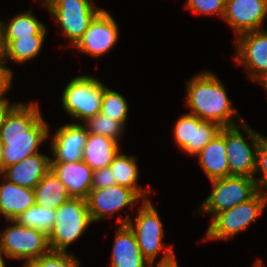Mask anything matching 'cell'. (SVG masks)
<instances>
[{
    "label": "cell",
    "instance_id": "obj_22",
    "mask_svg": "<svg viewBox=\"0 0 267 267\" xmlns=\"http://www.w3.org/2000/svg\"><path fill=\"white\" fill-rule=\"evenodd\" d=\"M117 141L103 136L88 133L87 141L83 149V161H85L93 171L107 168L112 163L114 157L121 151Z\"/></svg>",
    "mask_w": 267,
    "mask_h": 267
},
{
    "label": "cell",
    "instance_id": "obj_37",
    "mask_svg": "<svg viewBox=\"0 0 267 267\" xmlns=\"http://www.w3.org/2000/svg\"><path fill=\"white\" fill-rule=\"evenodd\" d=\"M156 267H179L176 257L173 255L169 259L163 260V261H158L156 264Z\"/></svg>",
    "mask_w": 267,
    "mask_h": 267
},
{
    "label": "cell",
    "instance_id": "obj_16",
    "mask_svg": "<svg viewBox=\"0 0 267 267\" xmlns=\"http://www.w3.org/2000/svg\"><path fill=\"white\" fill-rule=\"evenodd\" d=\"M88 137L80 123H68L58 128L51 141V162H78L83 159V149Z\"/></svg>",
    "mask_w": 267,
    "mask_h": 267
},
{
    "label": "cell",
    "instance_id": "obj_12",
    "mask_svg": "<svg viewBox=\"0 0 267 267\" xmlns=\"http://www.w3.org/2000/svg\"><path fill=\"white\" fill-rule=\"evenodd\" d=\"M175 144L185 154L196 156L221 130L213 122L203 121L196 115L183 114L175 122Z\"/></svg>",
    "mask_w": 267,
    "mask_h": 267
},
{
    "label": "cell",
    "instance_id": "obj_10",
    "mask_svg": "<svg viewBox=\"0 0 267 267\" xmlns=\"http://www.w3.org/2000/svg\"><path fill=\"white\" fill-rule=\"evenodd\" d=\"M210 182L213 191L198 209L200 213H210L212 218L248 201L259 191L255 179L245 176H228Z\"/></svg>",
    "mask_w": 267,
    "mask_h": 267
},
{
    "label": "cell",
    "instance_id": "obj_21",
    "mask_svg": "<svg viewBox=\"0 0 267 267\" xmlns=\"http://www.w3.org/2000/svg\"><path fill=\"white\" fill-rule=\"evenodd\" d=\"M3 181L0 184V215H3L7 221L15 220L35 205L34 190L16 185L6 178Z\"/></svg>",
    "mask_w": 267,
    "mask_h": 267
},
{
    "label": "cell",
    "instance_id": "obj_4",
    "mask_svg": "<svg viewBox=\"0 0 267 267\" xmlns=\"http://www.w3.org/2000/svg\"><path fill=\"white\" fill-rule=\"evenodd\" d=\"M92 222L87 200L71 197L56 209L55 223L48 234L50 250L67 252V247L77 241Z\"/></svg>",
    "mask_w": 267,
    "mask_h": 267
},
{
    "label": "cell",
    "instance_id": "obj_29",
    "mask_svg": "<svg viewBox=\"0 0 267 267\" xmlns=\"http://www.w3.org/2000/svg\"><path fill=\"white\" fill-rule=\"evenodd\" d=\"M88 133L103 135L119 142L120 136L124 133L125 125L108 116L98 113L82 124Z\"/></svg>",
    "mask_w": 267,
    "mask_h": 267
},
{
    "label": "cell",
    "instance_id": "obj_23",
    "mask_svg": "<svg viewBox=\"0 0 267 267\" xmlns=\"http://www.w3.org/2000/svg\"><path fill=\"white\" fill-rule=\"evenodd\" d=\"M35 204L56 210L71 198L66 187L58 176L50 169L34 187Z\"/></svg>",
    "mask_w": 267,
    "mask_h": 267
},
{
    "label": "cell",
    "instance_id": "obj_5",
    "mask_svg": "<svg viewBox=\"0 0 267 267\" xmlns=\"http://www.w3.org/2000/svg\"><path fill=\"white\" fill-rule=\"evenodd\" d=\"M267 205V193L258 191L251 199L227 211L216 214L212 219L206 237L202 240H228L247 229L263 212Z\"/></svg>",
    "mask_w": 267,
    "mask_h": 267
},
{
    "label": "cell",
    "instance_id": "obj_41",
    "mask_svg": "<svg viewBox=\"0 0 267 267\" xmlns=\"http://www.w3.org/2000/svg\"><path fill=\"white\" fill-rule=\"evenodd\" d=\"M262 86L265 90L267 89V80L262 84Z\"/></svg>",
    "mask_w": 267,
    "mask_h": 267
},
{
    "label": "cell",
    "instance_id": "obj_31",
    "mask_svg": "<svg viewBox=\"0 0 267 267\" xmlns=\"http://www.w3.org/2000/svg\"><path fill=\"white\" fill-rule=\"evenodd\" d=\"M226 0H187L185 8L196 14L220 15L222 18L225 14Z\"/></svg>",
    "mask_w": 267,
    "mask_h": 267
},
{
    "label": "cell",
    "instance_id": "obj_32",
    "mask_svg": "<svg viewBox=\"0 0 267 267\" xmlns=\"http://www.w3.org/2000/svg\"><path fill=\"white\" fill-rule=\"evenodd\" d=\"M262 174L261 178H254L259 191L267 193V137L261 136L256 153L255 174ZM265 188V189H264Z\"/></svg>",
    "mask_w": 267,
    "mask_h": 267
},
{
    "label": "cell",
    "instance_id": "obj_33",
    "mask_svg": "<svg viewBox=\"0 0 267 267\" xmlns=\"http://www.w3.org/2000/svg\"><path fill=\"white\" fill-rule=\"evenodd\" d=\"M113 175L114 174L109 167L93 171L92 189H100L116 185V180Z\"/></svg>",
    "mask_w": 267,
    "mask_h": 267
},
{
    "label": "cell",
    "instance_id": "obj_26",
    "mask_svg": "<svg viewBox=\"0 0 267 267\" xmlns=\"http://www.w3.org/2000/svg\"><path fill=\"white\" fill-rule=\"evenodd\" d=\"M45 36H25L6 40L7 57L16 63H25L39 55Z\"/></svg>",
    "mask_w": 267,
    "mask_h": 267
},
{
    "label": "cell",
    "instance_id": "obj_20",
    "mask_svg": "<svg viewBox=\"0 0 267 267\" xmlns=\"http://www.w3.org/2000/svg\"><path fill=\"white\" fill-rule=\"evenodd\" d=\"M210 181L229 176L225 146V127L196 155Z\"/></svg>",
    "mask_w": 267,
    "mask_h": 267
},
{
    "label": "cell",
    "instance_id": "obj_35",
    "mask_svg": "<svg viewBox=\"0 0 267 267\" xmlns=\"http://www.w3.org/2000/svg\"><path fill=\"white\" fill-rule=\"evenodd\" d=\"M7 61H8L7 43H6V39L4 36L3 27L1 25V20H0V65L6 64Z\"/></svg>",
    "mask_w": 267,
    "mask_h": 267
},
{
    "label": "cell",
    "instance_id": "obj_15",
    "mask_svg": "<svg viewBox=\"0 0 267 267\" xmlns=\"http://www.w3.org/2000/svg\"><path fill=\"white\" fill-rule=\"evenodd\" d=\"M267 18V0H226L223 19L240 34L261 30Z\"/></svg>",
    "mask_w": 267,
    "mask_h": 267
},
{
    "label": "cell",
    "instance_id": "obj_24",
    "mask_svg": "<svg viewBox=\"0 0 267 267\" xmlns=\"http://www.w3.org/2000/svg\"><path fill=\"white\" fill-rule=\"evenodd\" d=\"M136 156H127L120 151L114 157L109 168L113 172V176L116 180V184L133 189L143 200H147L144 195L149 194L150 191L146 188H140L137 186V180L139 178V168L136 164Z\"/></svg>",
    "mask_w": 267,
    "mask_h": 267
},
{
    "label": "cell",
    "instance_id": "obj_7",
    "mask_svg": "<svg viewBox=\"0 0 267 267\" xmlns=\"http://www.w3.org/2000/svg\"><path fill=\"white\" fill-rule=\"evenodd\" d=\"M43 5L60 24L74 47L83 37L92 20L103 10L89 0H43Z\"/></svg>",
    "mask_w": 267,
    "mask_h": 267
},
{
    "label": "cell",
    "instance_id": "obj_9",
    "mask_svg": "<svg viewBox=\"0 0 267 267\" xmlns=\"http://www.w3.org/2000/svg\"><path fill=\"white\" fill-rule=\"evenodd\" d=\"M12 225L0 232V248L10 259H23L27 264L46 254L50 248L48 235L36 228L20 225L16 220H8Z\"/></svg>",
    "mask_w": 267,
    "mask_h": 267
},
{
    "label": "cell",
    "instance_id": "obj_17",
    "mask_svg": "<svg viewBox=\"0 0 267 267\" xmlns=\"http://www.w3.org/2000/svg\"><path fill=\"white\" fill-rule=\"evenodd\" d=\"M51 170L72 198L87 199L92 189L93 169L85 161L51 162Z\"/></svg>",
    "mask_w": 267,
    "mask_h": 267
},
{
    "label": "cell",
    "instance_id": "obj_2",
    "mask_svg": "<svg viewBox=\"0 0 267 267\" xmlns=\"http://www.w3.org/2000/svg\"><path fill=\"white\" fill-rule=\"evenodd\" d=\"M186 91L189 113L201 120L216 123L222 128L237 125L234 116H238L240 124L244 122L237 109L231 107L227 91L214 73L205 71L196 74L188 81Z\"/></svg>",
    "mask_w": 267,
    "mask_h": 267
},
{
    "label": "cell",
    "instance_id": "obj_28",
    "mask_svg": "<svg viewBox=\"0 0 267 267\" xmlns=\"http://www.w3.org/2000/svg\"><path fill=\"white\" fill-rule=\"evenodd\" d=\"M128 108L129 106L124 96L116 91H113L112 89H109L105 86V84H103V96L100 113L126 125L129 112Z\"/></svg>",
    "mask_w": 267,
    "mask_h": 267
},
{
    "label": "cell",
    "instance_id": "obj_34",
    "mask_svg": "<svg viewBox=\"0 0 267 267\" xmlns=\"http://www.w3.org/2000/svg\"><path fill=\"white\" fill-rule=\"evenodd\" d=\"M12 69L7 68L5 65H0V99H6L4 94H7L12 85Z\"/></svg>",
    "mask_w": 267,
    "mask_h": 267
},
{
    "label": "cell",
    "instance_id": "obj_27",
    "mask_svg": "<svg viewBox=\"0 0 267 267\" xmlns=\"http://www.w3.org/2000/svg\"><path fill=\"white\" fill-rule=\"evenodd\" d=\"M56 210L44 208L37 204L33 205L15 220L25 227L36 228L49 234L55 223Z\"/></svg>",
    "mask_w": 267,
    "mask_h": 267
},
{
    "label": "cell",
    "instance_id": "obj_13",
    "mask_svg": "<svg viewBox=\"0 0 267 267\" xmlns=\"http://www.w3.org/2000/svg\"><path fill=\"white\" fill-rule=\"evenodd\" d=\"M86 200L91 219L97 222L126 207L134 208V203L142 199L133 189L116 184L106 188L91 189Z\"/></svg>",
    "mask_w": 267,
    "mask_h": 267
},
{
    "label": "cell",
    "instance_id": "obj_8",
    "mask_svg": "<svg viewBox=\"0 0 267 267\" xmlns=\"http://www.w3.org/2000/svg\"><path fill=\"white\" fill-rule=\"evenodd\" d=\"M240 127L248 134L251 143L247 142L240 132ZM261 134L242 122L238 126L225 127V146L228 159L229 176L255 178L256 153ZM252 144V146H251Z\"/></svg>",
    "mask_w": 267,
    "mask_h": 267
},
{
    "label": "cell",
    "instance_id": "obj_39",
    "mask_svg": "<svg viewBox=\"0 0 267 267\" xmlns=\"http://www.w3.org/2000/svg\"><path fill=\"white\" fill-rule=\"evenodd\" d=\"M0 267H7L5 265V262H4V259H3V253H2V250L0 248ZM12 267V266H11Z\"/></svg>",
    "mask_w": 267,
    "mask_h": 267
},
{
    "label": "cell",
    "instance_id": "obj_18",
    "mask_svg": "<svg viewBox=\"0 0 267 267\" xmlns=\"http://www.w3.org/2000/svg\"><path fill=\"white\" fill-rule=\"evenodd\" d=\"M139 249L136 236L128 224H119L111 252V267H152Z\"/></svg>",
    "mask_w": 267,
    "mask_h": 267
},
{
    "label": "cell",
    "instance_id": "obj_3",
    "mask_svg": "<svg viewBox=\"0 0 267 267\" xmlns=\"http://www.w3.org/2000/svg\"><path fill=\"white\" fill-rule=\"evenodd\" d=\"M142 206L138 209V215L133 222L129 216L119 215L120 224H128L136 236V240L142 256L149 262H154L158 254L163 251L160 261L169 259L174 255L171 246H164V229L157 210L150 200H142Z\"/></svg>",
    "mask_w": 267,
    "mask_h": 267
},
{
    "label": "cell",
    "instance_id": "obj_38",
    "mask_svg": "<svg viewBox=\"0 0 267 267\" xmlns=\"http://www.w3.org/2000/svg\"><path fill=\"white\" fill-rule=\"evenodd\" d=\"M3 148H4V145H3V142L0 138V177L4 172Z\"/></svg>",
    "mask_w": 267,
    "mask_h": 267
},
{
    "label": "cell",
    "instance_id": "obj_1",
    "mask_svg": "<svg viewBox=\"0 0 267 267\" xmlns=\"http://www.w3.org/2000/svg\"><path fill=\"white\" fill-rule=\"evenodd\" d=\"M49 133L37 103H14L0 124L4 169L39 153Z\"/></svg>",
    "mask_w": 267,
    "mask_h": 267
},
{
    "label": "cell",
    "instance_id": "obj_36",
    "mask_svg": "<svg viewBox=\"0 0 267 267\" xmlns=\"http://www.w3.org/2000/svg\"><path fill=\"white\" fill-rule=\"evenodd\" d=\"M14 104L10 103L8 99H0V124L3 121L6 113L12 108Z\"/></svg>",
    "mask_w": 267,
    "mask_h": 267
},
{
    "label": "cell",
    "instance_id": "obj_6",
    "mask_svg": "<svg viewBox=\"0 0 267 267\" xmlns=\"http://www.w3.org/2000/svg\"><path fill=\"white\" fill-rule=\"evenodd\" d=\"M103 83L93 76H77L64 87L63 109L75 120L84 123L101 111Z\"/></svg>",
    "mask_w": 267,
    "mask_h": 267
},
{
    "label": "cell",
    "instance_id": "obj_11",
    "mask_svg": "<svg viewBox=\"0 0 267 267\" xmlns=\"http://www.w3.org/2000/svg\"><path fill=\"white\" fill-rule=\"evenodd\" d=\"M237 37L234 60L245 66L250 80L262 85L267 80V31H250Z\"/></svg>",
    "mask_w": 267,
    "mask_h": 267
},
{
    "label": "cell",
    "instance_id": "obj_40",
    "mask_svg": "<svg viewBox=\"0 0 267 267\" xmlns=\"http://www.w3.org/2000/svg\"><path fill=\"white\" fill-rule=\"evenodd\" d=\"M262 259H257L253 264L255 267H262Z\"/></svg>",
    "mask_w": 267,
    "mask_h": 267
},
{
    "label": "cell",
    "instance_id": "obj_25",
    "mask_svg": "<svg viewBox=\"0 0 267 267\" xmlns=\"http://www.w3.org/2000/svg\"><path fill=\"white\" fill-rule=\"evenodd\" d=\"M4 36L6 40H17L25 36H45L46 27L32 13V10L19 13L9 19L8 24L2 22Z\"/></svg>",
    "mask_w": 267,
    "mask_h": 267
},
{
    "label": "cell",
    "instance_id": "obj_14",
    "mask_svg": "<svg viewBox=\"0 0 267 267\" xmlns=\"http://www.w3.org/2000/svg\"><path fill=\"white\" fill-rule=\"evenodd\" d=\"M114 18L106 10H102L90 23L83 37L74 46L76 50L82 51L97 58L108 52L116 45L119 31Z\"/></svg>",
    "mask_w": 267,
    "mask_h": 267
},
{
    "label": "cell",
    "instance_id": "obj_19",
    "mask_svg": "<svg viewBox=\"0 0 267 267\" xmlns=\"http://www.w3.org/2000/svg\"><path fill=\"white\" fill-rule=\"evenodd\" d=\"M50 169L51 158L39 152L6 167L2 178L21 187L34 189Z\"/></svg>",
    "mask_w": 267,
    "mask_h": 267
},
{
    "label": "cell",
    "instance_id": "obj_30",
    "mask_svg": "<svg viewBox=\"0 0 267 267\" xmlns=\"http://www.w3.org/2000/svg\"><path fill=\"white\" fill-rule=\"evenodd\" d=\"M80 262L73 254L49 250L41 257L31 260L23 267H79Z\"/></svg>",
    "mask_w": 267,
    "mask_h": 267
}]
</instances>
